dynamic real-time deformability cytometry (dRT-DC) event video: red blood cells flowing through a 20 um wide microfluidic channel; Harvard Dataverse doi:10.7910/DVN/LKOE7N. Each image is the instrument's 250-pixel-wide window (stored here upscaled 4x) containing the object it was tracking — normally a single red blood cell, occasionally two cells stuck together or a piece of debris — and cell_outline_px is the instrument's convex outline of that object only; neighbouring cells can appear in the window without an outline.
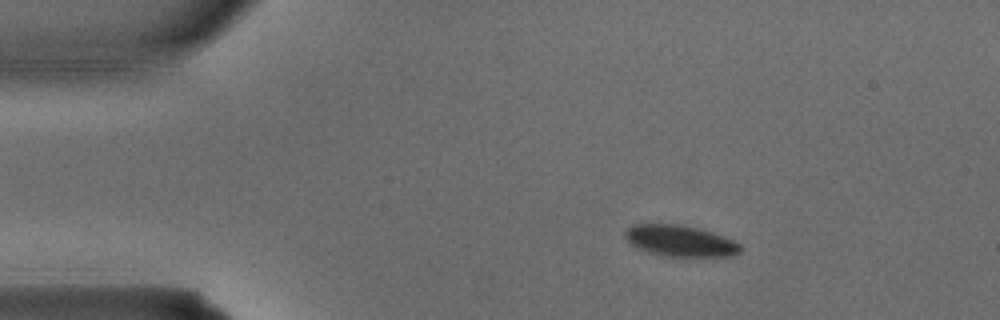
{"species": "common noctule bat (a hibernating species)", "species_latin": "Nyctalus noctula", "temperature_condition": "warm", "stored_images_in_passage": 3, "segment_of_instrument_passage": [1, 2], "camera_frame_rate_fps": 3000, "um_per_image_px": 0.085, "animal": {"sex": "male", "body_mass_g": 15.6}, "frame": {"image": 1, "passage_image": 1, "time_ms": 0.0, "image_size_px": [1000, 320], "cell_outline_px": [[744, 248], [740, 252], [732, 256], [668, 256], [648, 252], [632, 244], [624, 236], [624, 232], [632, 224], [676, 224], [696, 228], [712, 232], [724, 236], [740, 244]], "centroid_in_image_um": [57.84, 20.47], "position_along_channel_um": 27.2, "area_um2": 20.75}}